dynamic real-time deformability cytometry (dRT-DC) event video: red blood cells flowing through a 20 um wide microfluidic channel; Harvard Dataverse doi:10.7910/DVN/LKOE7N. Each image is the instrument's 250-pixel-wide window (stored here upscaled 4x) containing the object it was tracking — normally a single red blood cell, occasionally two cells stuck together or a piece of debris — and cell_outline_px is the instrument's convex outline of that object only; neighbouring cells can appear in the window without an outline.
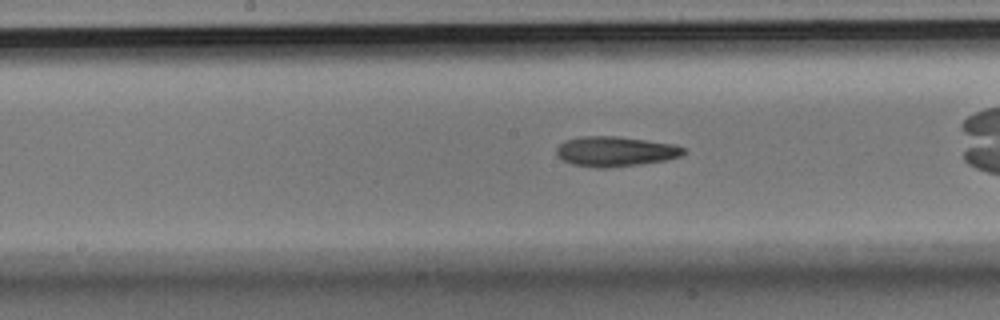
{"species": "Egyptian fruit bat (a non-hibernating species)", "species_latin": "Rousettus aegyptiacus", "temperature_condition": "room temperature", "stored_images_in_passage": 29, "camera_frame_rate_fps": 3000, "um_per_image_px": 0.085, "animal": {"sex": "male"}, "frame": {"image": 1, "passage_image": 9, "time_ms": 2.667, "image_size_px": [1000, 320], "cell_outline_px": [[684, 152], [680, 156], [668, 160], [640, 164], [608, 168], [596, 168], [572, 164], [556, 156], [556, 148], [564, 140], [580, 136], [616, 136], [676, 144], [684, 148]], "centroid_in_image_um": [52.28, 12.87], "position_along_channel_um": 195.9, "area_um2": 22.37}}